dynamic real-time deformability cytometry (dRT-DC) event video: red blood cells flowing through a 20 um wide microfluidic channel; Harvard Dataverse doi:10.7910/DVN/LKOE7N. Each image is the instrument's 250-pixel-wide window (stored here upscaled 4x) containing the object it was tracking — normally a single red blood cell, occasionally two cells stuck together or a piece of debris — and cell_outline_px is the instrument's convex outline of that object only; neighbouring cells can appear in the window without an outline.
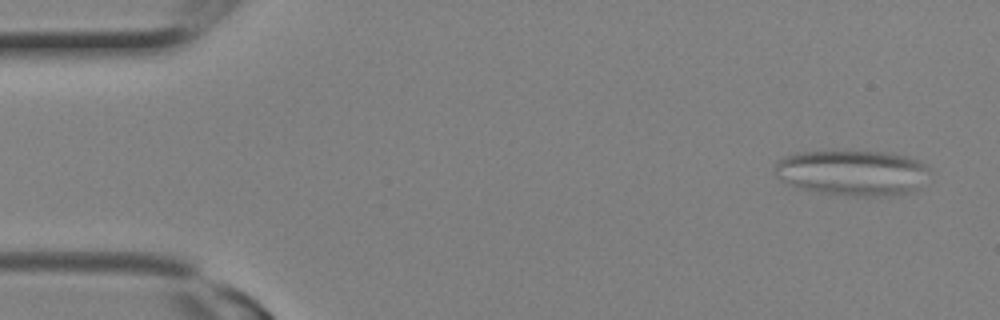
{"species": "Egyptian fruit bat (a non-hibernating species)", "species_latin": "Rousettus aegyptiacus", "temperature_condition": "room temperature", "stored_images_in_passage": 14, "camera_frame_rate_fps": 3000, "um_per_image_px": 0.085, "animal": {"sex": "female"}, "frame": {"image": 1, "passage_image": 2, "time_ms": 0.333, "image_size_px": [1000, 320], "cell_outline_px": [[932, 172], [920, 188], [916, 192], [876, 196], [844, 196], [796, 188], [780, 180], [776, 176], [776, 164], [784, 156], [796, 152], [884, 152], [904, 156], [928, 164]], "centroid_in_image_um": [72.51, 14.71], "position_along_channel_um": 12.5, "area_um2": 41.38}}
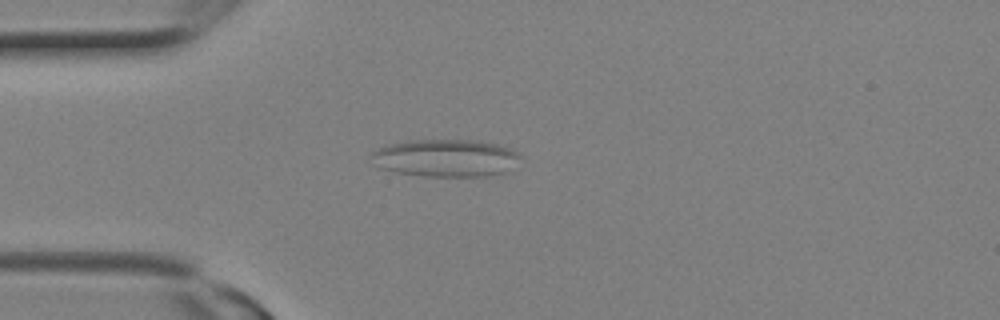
{"frame": {"image": 2, "passage_image": 7, "time_ms": 2.0, "image_size_px": [1000, 320], "cell_outline_px": [[520, 156], [504, 172], [484, 176], [424, 176], [396, 172], [380, 168], [372, 164], [368, 156], [376, 148], [388, 144], [408, 140], [480, 140], [496, 144], [508, 148], [516, 152]], "centroid_in_image_um": [37.75, 13.42], "position_along_channel_um": 47.3, "area_um2": 32.48}}
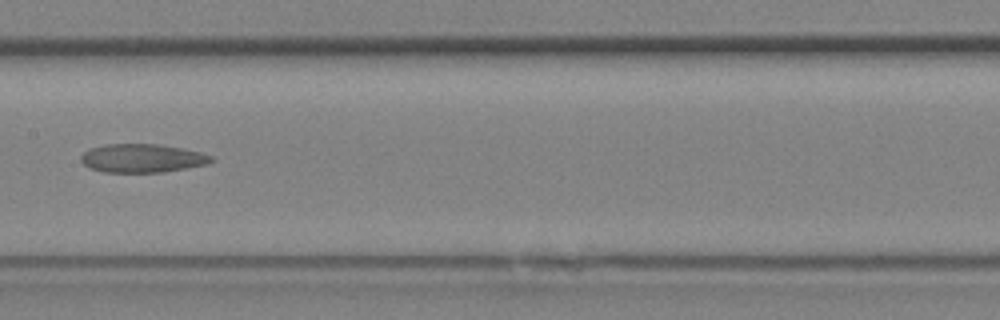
{"frame": {"image": 3, "passage_image": 13, "time_ms": 4.0, "image_size_px": [1000, 320], "cell_outline_px": [[212, 160], [208, 164], [164, 172], [104, 172], [88, 168], [80, 160], [80, 156], [84, 152], [92, 148], [104, 144], [156, 144], [180, 148], [200, 152], [212, 156]], "centroid_in_image_um": [12.05, 13.45], "position_along_channel_um": 195.3, "area_um2": 21.56}}